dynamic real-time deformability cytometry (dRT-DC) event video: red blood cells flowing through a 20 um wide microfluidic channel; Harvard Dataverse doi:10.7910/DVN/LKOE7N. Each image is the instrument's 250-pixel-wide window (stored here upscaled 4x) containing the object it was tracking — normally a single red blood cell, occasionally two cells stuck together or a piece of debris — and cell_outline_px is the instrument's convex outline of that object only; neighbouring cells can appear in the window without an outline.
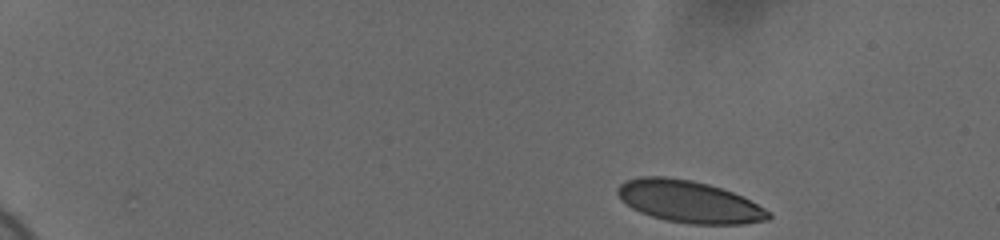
{"species": "human", "species_latin": "Homo sapiens", "temperature_condition": "cold", "stored_images_in_passage": 50, "camera_frame_rate_fps": 3000, "um_per_image_px": 0.085, "donor": {"sex": "female"}, "frame": {"image": 1, "passage_image": 1, "time_ms": 0.0, "image_size_px": [1000, 240], "cell_outline_px": [[772, 216], [768, 220], [744, 224], [692, 224], [668, 220], [652, 216], [640, 212], [632, 208], [620, 200], [616, 192], [616, 188], [620, 184], [628, 180], [640, 176], [668, 176], [692, 180], [708, 184], [732, 192], [764, 208]], "centroid_in_image_um": [58.52, 17.13], "position_along_channel_um": 26.5, "area_um2": 36.76}}
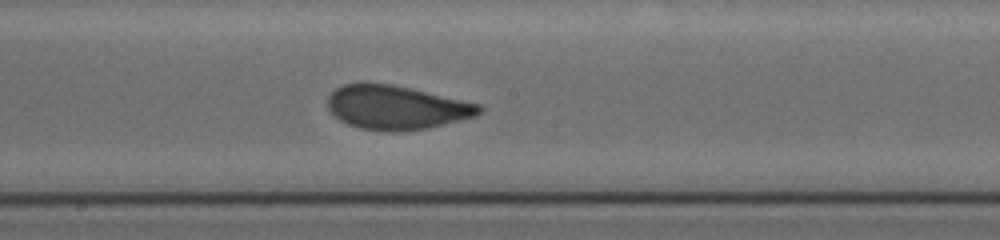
{"frame": {"image": 2, "passage_image": 27, "time_ms": 8.667, "image_size_px": [1000, 240], "cell_outline_px": [[484, 108], [476, 116], [428, 128], [396, 132], [388, 132], [360, 128], [348, 124], [340, 120], [328, 108], [328, 96], [336, 88], [344, 84], [360, 80], [364, 80], [392, 84], [480, 104]], "centroid_in_image_um": [33.65, 9.11], "position_along_channel_um": 214.5, "area_um2": 39.13}}
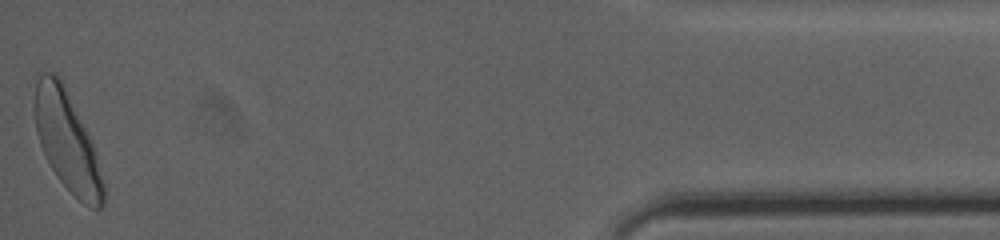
{"frame": {"image": 3, "passage_image": 50, "time_ms": 16.333, "image_size_px": [1000, 240], "cell_outline_px": [[104, 204], [100, 208], [92, 208], [84, 204], [56, 176], [40, 144], [36, 132], [36, 72], [56, 72], [60, 76], [92, 140], [104, 184]], "centroid_in_image_um": [5.71, 11.96], "position_along_channel_um": 429.5, "area_um2": 39.25}, "authors_computed_cell_mechanics": {"area_um2": 38.1769, "velocity_mm_per_s": 3.6786, "shape_relaxation_time_tau1_ms": 3.2145, "shape_relaxation_time_tau2_ms": null, "deformation_change_tau1": 0.1272, "deformation_change_tau2": null}}